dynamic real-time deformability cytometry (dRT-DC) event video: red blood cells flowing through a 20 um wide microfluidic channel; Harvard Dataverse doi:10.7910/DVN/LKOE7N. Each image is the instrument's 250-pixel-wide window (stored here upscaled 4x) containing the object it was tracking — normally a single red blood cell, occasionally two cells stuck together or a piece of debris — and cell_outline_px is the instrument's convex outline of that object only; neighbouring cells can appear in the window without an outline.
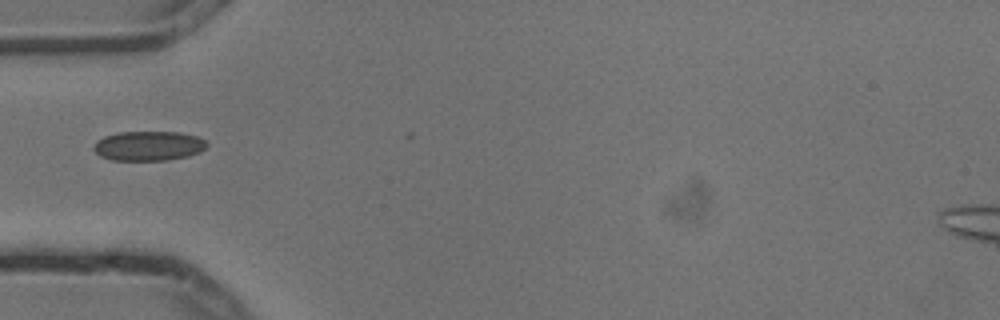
{"species": "common noctule bat (a hibernating species)", "species_latin": "Nyctalus noctula", "temperature_condition": "cold", "stored_images_in_passage": 6, "camera_frame_rate_fps": 3000, "um_per_image_px": 0.085, "animal": {"sex": "male", "body_mass_g": 13.3}, "frame": {"image": 1, "passage_image": 5, "time_ms": 1.333, "image_size_px": [1000, 320], "cell_outline_px": [[208, 144], [200, 152], [188, 156], [168, 160], [112, 160], [100, 156], [92, 148], [96, 140], [104, 136], [120, 132], [180, 132], [196, 136], [204, 140]], "centroid_in_image_um": [12.6, 12.4], "position_along_channel_um": 72.4, "area_um2": 19.54}}